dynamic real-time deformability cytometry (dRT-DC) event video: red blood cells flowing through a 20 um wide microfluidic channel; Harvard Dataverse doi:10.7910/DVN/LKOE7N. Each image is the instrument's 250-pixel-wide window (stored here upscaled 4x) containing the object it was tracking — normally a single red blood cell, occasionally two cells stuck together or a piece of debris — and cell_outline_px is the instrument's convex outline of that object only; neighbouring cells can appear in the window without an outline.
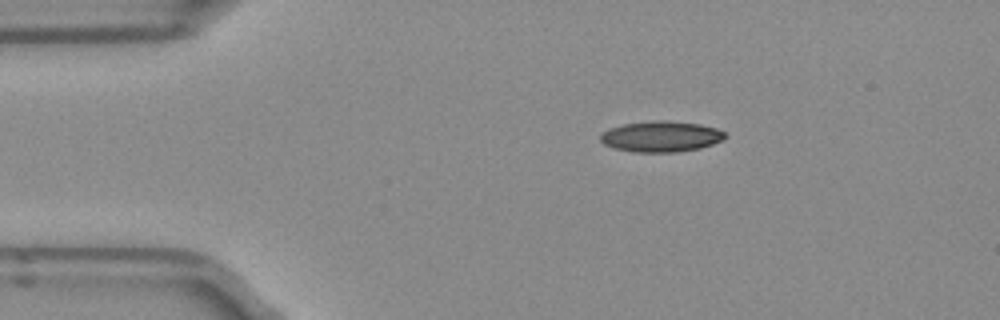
{"species": "Egyptian fruit bat (a non-hibernating species)", "species_latin": "Rousettus aegyptiacus", "temperature_condition": "room temperature", "stored_images_in_passage": 43, "camera_frame_rate_fps": 3000, "um_per_image_px": 0.085, "frame": {"image": 1, "passage_image": 1, "time_ms": 0.0, "image_size_px": [1000, 320], "cell_outline_px": [[728, 136], [724, 140], [700, 148], [676, 152], [636, 152], [612, 148], [604, 144], [600, 140], [600, 136], [608, 128], [624, 124], [652, 120], [664, 120], [700, 124], [716, 128], [724, 132]], "centroid_in_image_um": [56.2, 11.6], "position_along_channel_um": 28.8, "area_um2": 22.48}}
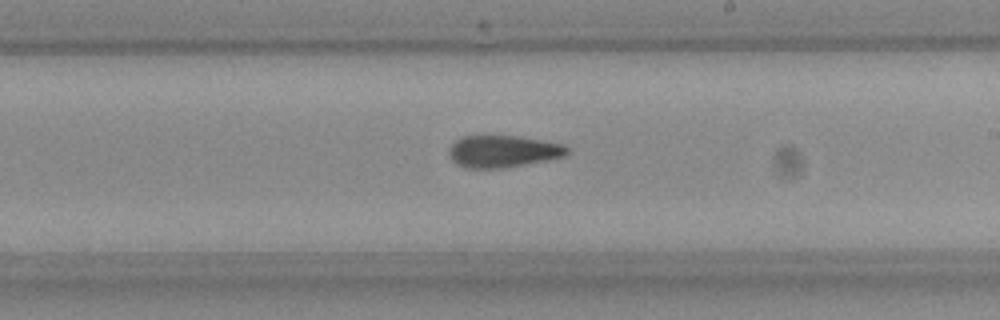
{"frame": {"image": 2, "passage_image": 21, "time_ms": 6.667, "image_size_px": [1000, 320], "cell_outline_px": [[568, 152], [564, 156], [544, 160], [500, 168], [468, 168], [456, 164], [448, 156], [448, 148], [460, 136], [516, 136], [564, 144], [568, 148]], "centroid_in_image_um": [42.69, 12.86], "position_along_channel_um": 246.3, "area_um2": 21.79}}
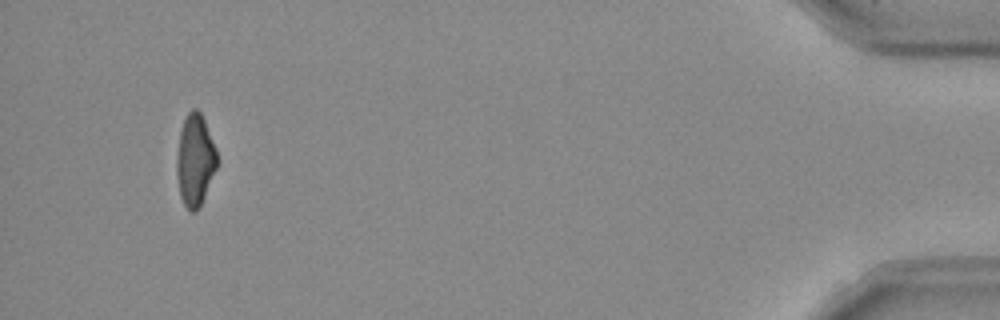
{"frame": {"image": 3, "passage_image": 40, "time_ms": 13.0, "image_size_px": [1000, 320], "cell_outline_px": [[220, 160], [204, 196], [200, 204], [192, 212], [184, 204], [180, 196], [176, 172], [176, 156], [180, 128], [184, 116], [192, 108], [196, 108], [200, 112], [204, 120], [216, 148]], "centroid_in_image_um": [16.57, 13.54], "position_along_channel_um": 418.6, "area_um2": 21.68}, "authors_computed_cell_mechanics": {"area_um2": 22.253, "velocity_mm_per_s": 3.9805, "shape_relaxation_time_tau1_ms": 7.826, "shape_relaxation_time_tau2_ms": 3.9084, "deformation_change_tau1": 0.2126, "deformation_change_tau2": 0.1267}}